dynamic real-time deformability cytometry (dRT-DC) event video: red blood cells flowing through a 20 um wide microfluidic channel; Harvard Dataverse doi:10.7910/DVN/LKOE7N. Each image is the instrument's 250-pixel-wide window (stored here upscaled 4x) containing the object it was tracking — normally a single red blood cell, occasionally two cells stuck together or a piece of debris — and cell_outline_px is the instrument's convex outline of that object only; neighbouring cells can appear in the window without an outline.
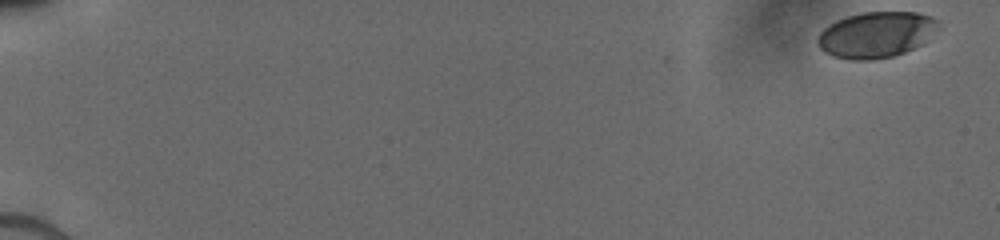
{"species": "human", "species_latin": "Homo sapiens", "temperature_condition": "cold", "stored_images_in_passage": 39, "camera_frame_rate_fps": 3000, "um_per_image_px": 0.085, "donor": {"sex": "male"}, "frame": {"image": 1, "passage_image": 1, "time_ms": 0.0, "image_size_px": [1000, 240], "cell_outline_px": [[940, 28], [920, 44], [904, 52], [892, 56], [872, 60], [852, 60], [832, 56], [824, 52], [816, 44], [816, 40], [820, 32], [828, 24], [836, 20], [848, 16], [864, 12], [916, 12], [932, 16], [936, 20]], "centroid_in_image_um": [74.43, 2.95], "position_along_channel_um": 10.6, "area_um2": 32.31}}
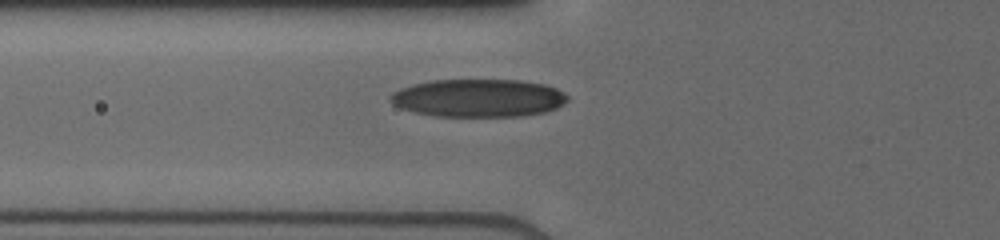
{"frame": {"image": 2, "passage_image": 33, "time_ms": 6.667, "image_size_px": [1000, 240], "cell_outline_px": [[568, 100], [564, 104], [556, 108], [544, 112], [524, 116], [436, 116], [416, 112], [400, 108], [392, 104], [388, 100], [388, 96], [392, 92], [400, 88], [412, 84], [432, 80], [520, 80], [544, 84], [556, 88], [564, 92], [568, 96]], "centroid_in_image_um": [40.65, 8.33], "position_along_channel_um": 85.2, "area_um2": 39.42}}
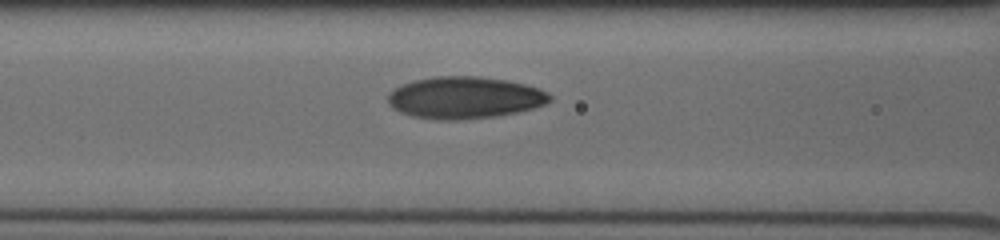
{"frame": {"image": 3, "passage_image": 38, "time_ms": 7.667, "image_size_px": [1000, 240], "cell_outline_px": [[552, 100], [544, 104], [532, 108], [516, 112], [496, 116], [456, 120], [440, 120], [412, 116], [400, 112], [392, 108], [388, 104], [388, 92], [412, 80], [436, 76], [480, 76], [508, 80], [540, 88], [548, 92], [552, 96]], "centroid_in_image_um": [39.49, 8.29], "position_along_channel_um": 127.1, "area_um2": 39.71}}